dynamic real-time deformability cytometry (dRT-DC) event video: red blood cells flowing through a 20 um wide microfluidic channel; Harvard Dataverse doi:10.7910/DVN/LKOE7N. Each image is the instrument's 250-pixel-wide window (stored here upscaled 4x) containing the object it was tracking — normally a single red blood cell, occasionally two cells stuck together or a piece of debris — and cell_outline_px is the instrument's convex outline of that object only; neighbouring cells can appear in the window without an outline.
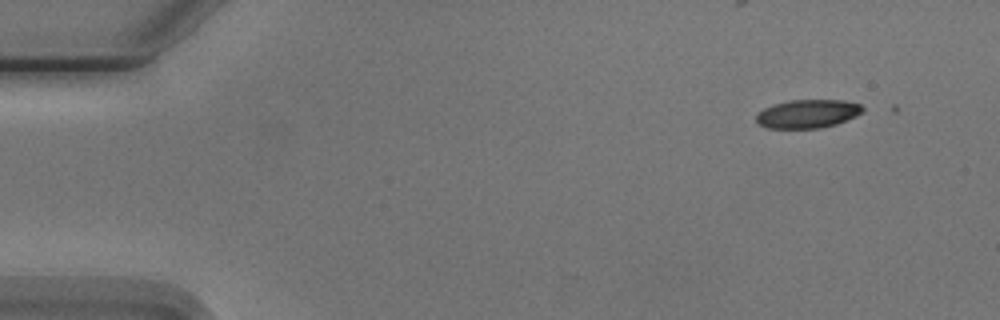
{"species": "Egyptian fruit bat (a non-hibernating species)", "species_latin": "Rousettus aegyptiacus", "temperature_condition": "cold", "stored_images_in_passage": 4, "camera_frame_rate_fps": 3000, "um_per_image_px": 0.085, "animal": {"sex": "male"}, "frame": {"image": 1, "passage_image": 1, "time_ms": 0.0, "image_size_px": [1000, 320], "cell_outline_px": [[864, 112], [856, 116], [836, 124], [820, 128], [768, 128], [760, 124], [756, 120], [756, 112], [772, 104], [788, 100], [844, 100], [860, 104], [864, 108]], "centroid_in_image_um": [68.65, 9.66], "position_along_channel_um": 16.4, "area_um2": 17.8}}